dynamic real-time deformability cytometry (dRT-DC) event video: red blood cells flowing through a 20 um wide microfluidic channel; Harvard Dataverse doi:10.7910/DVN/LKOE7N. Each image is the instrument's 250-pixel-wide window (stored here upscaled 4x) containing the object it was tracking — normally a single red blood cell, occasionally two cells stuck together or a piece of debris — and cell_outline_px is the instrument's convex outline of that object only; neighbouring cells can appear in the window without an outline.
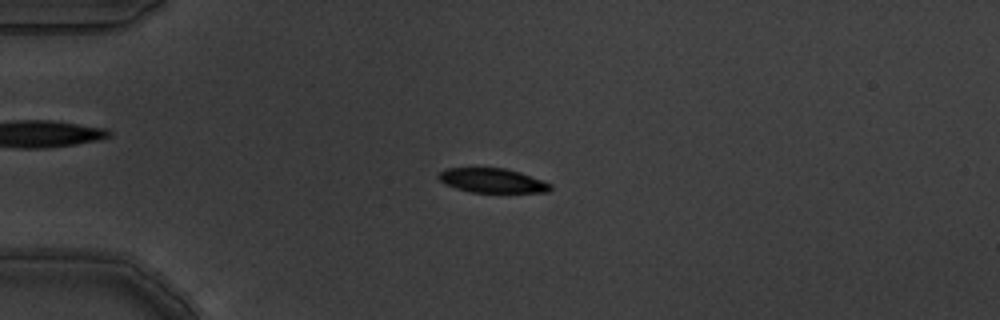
{"species": "common noctule bat (a hibernating species)", "species_latin": "Nyctalus noctula", "temperature_condition": "warm", "stored_images_in_passage": 5, "camera_frame_rate_fps": 3000, "um_per_image_px": 0.085, "animal": {"sex": "male", "body_mass_g": 19.5, "forearm_length_mm": 54.6}, "frame": {"image": 1, "passage_image": 4, "time_ms": 1.0, "image_size_px": [1000, 320], "cell_outline_px": [[552, 188], [548, 192], [472, 192], [456, 188], [440, 180], [436, 176], [444, 168], [504, 168], [520, 172], [544, 180], [552, 184]], "centroid_in_image_um": [41.88, 15.34], "position_along_channel_um": 43.1, "area_um2": 15.84}}